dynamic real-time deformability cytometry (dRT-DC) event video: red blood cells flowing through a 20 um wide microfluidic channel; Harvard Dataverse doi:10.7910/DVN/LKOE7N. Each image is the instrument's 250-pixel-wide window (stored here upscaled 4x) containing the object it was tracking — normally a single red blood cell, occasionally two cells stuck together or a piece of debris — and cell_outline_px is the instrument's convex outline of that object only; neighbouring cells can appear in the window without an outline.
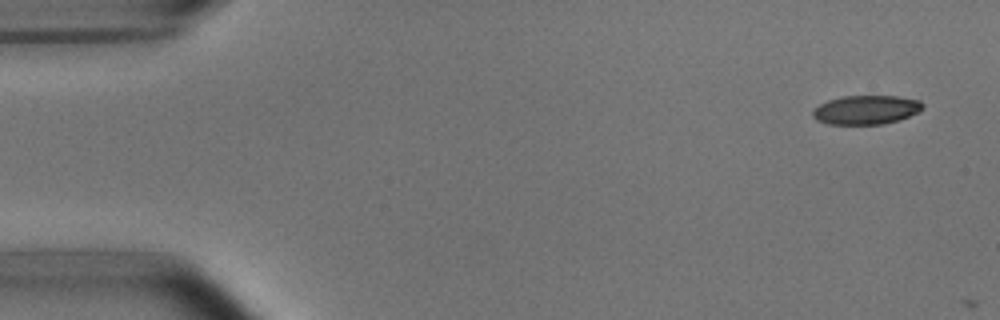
{"species": "common noctule bat (a hibernating species)", "species_latin": "Nyctalus noctula", "temperature_condition": "room temperature", "stored_images_in_passage": 2, "camera_frame_rate_fps": 3000, "um_per_image_px": 0.085, "animal": {"sex": "male", "body_mass_g": 15.6}, "frame": {"image": 1, "passage_image": 1, "time_ms": 0.0, "image_size_px": [1000, 320], "cell_outline_px": [[924, 108], [900, 120], [884, 124], [828, 124], [816, 120], [812, 116], [812, 112], [820, 104], [828, 100], [844, 96], [896, 96], [920, 100], [924, 104]], "centroid_in_image_um": [73.63, 9.34], "position_along_channel_um": 11.4, "area_um2": 18.55}}